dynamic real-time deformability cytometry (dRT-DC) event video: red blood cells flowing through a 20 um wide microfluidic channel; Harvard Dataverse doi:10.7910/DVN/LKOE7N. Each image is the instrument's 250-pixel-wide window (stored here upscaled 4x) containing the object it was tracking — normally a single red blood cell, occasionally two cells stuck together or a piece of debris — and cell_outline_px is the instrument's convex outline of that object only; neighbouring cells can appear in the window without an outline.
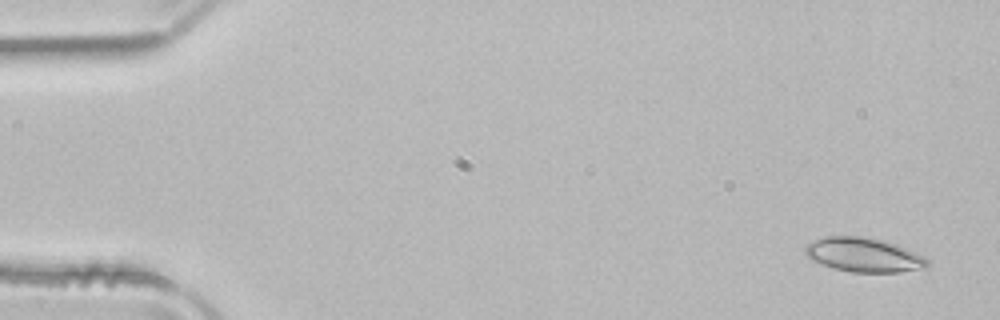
{"species": "common noctule bat (a hibernating species)", "species_latin": "Nyctalus noctula", "temperature_condition": "room temperature", "stored_images_in_passage": 53, "camera_frame_rate_fps": 3000, "um_per_image_px": 0.085, "animal": {"sex": "male", "body_mass_g": 21.5, "forearm_length_mm": 52.0}, "frame": {"image": 1, "passage_image": 3, "time_ms": 0.667, "image_size_px": [1000, 320], "cell_outline_px": [[928, 264], [924, 268], [900, 272], [852, 272], [836, 268], [812, 260], [804, 252], [804, 248], [808, 244], [816, 240], [828, 236], [860, 236], [884, 240], [896, 244], [924, 256], [928, 260]], "centroid_in_image_um": [73.44, 21.66], "position_along_channel_um": 11.6, "area_um2": 24.04}}
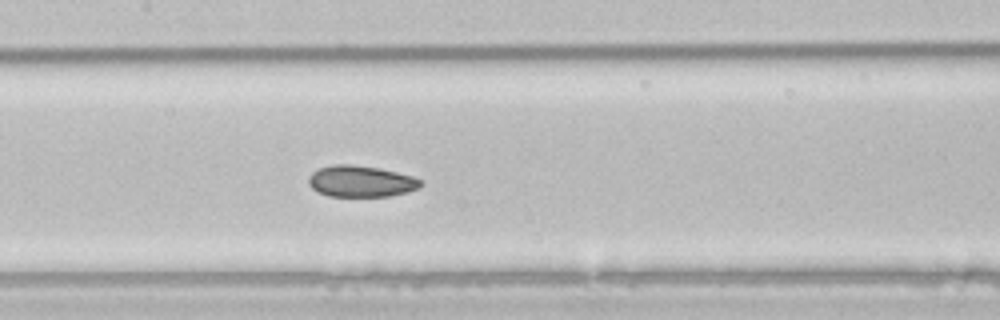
{"frame": {"image": 2, "passage_image": 25, "time_ms": 8.0, "image_size_px": [1000, 320], "cell_outline_px": [[424, 184], [420, 188], [408, 192], [392, 196], [328, 196], [316, 192], [308, 184], [308, 176], [312, 172], [320, 168], [332, 164], [352, 164], [380, 168], [412, 176], [424, 180]], "centroid_in_image_um": [30.7, 15.41], "position_along_channel_um": 176.7, "area_um2": 20.87}}
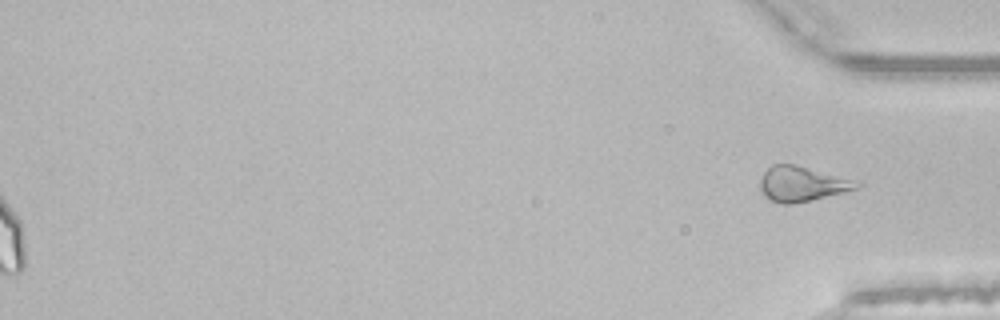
{"frame": {"image": 3, "passage_image": 53, "time_ms": 17.333, "image_size_px": [1000, 320], "cell_outline_px": [[864, 184], [856, 188], [844, 192], [792, 204], [780, 204], [768, 200], [760, 192], [760, 180], [764, 172], [772, 164], [796, 164], [864, 180]], "centroid_in_image_um": [68.24, 15.61], "position_along_channel_um": 367.0, "area_um2": 20.4}, "authors_computed_cell_mechanics": {"area_um2": 22.253, "velocity_mm_per_s": 3.9646, "shape_relaxation_time_tau1_ms": 6.8852, "shape_relaxation_time_tau2_ms": 2.5297, "deformation_change_tau1": 0.1049, "deformation_change_tau2": 0.0596}}